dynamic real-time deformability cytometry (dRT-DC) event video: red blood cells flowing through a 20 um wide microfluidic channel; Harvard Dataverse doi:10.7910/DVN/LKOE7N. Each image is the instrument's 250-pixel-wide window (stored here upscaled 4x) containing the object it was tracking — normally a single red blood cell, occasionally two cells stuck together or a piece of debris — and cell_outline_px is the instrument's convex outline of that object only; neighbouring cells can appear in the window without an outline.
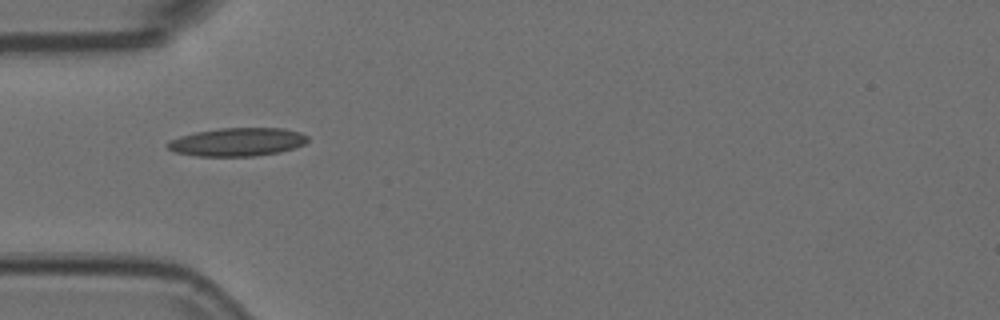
{"species": "Egyptian fruit bat (a non-hibernating species)", "species_latin": "Rousettus aegyptiacus", "temperature_condition": "room temperature", "stored_images_in_passage": 38, "camera_frame_rate_fps": 3000, "um_per_image_px": 0.085, "animal": {"sex": "female"}, "frame": {"image": 1, "passage_image": 1, "time_ms": 0.0, "image_size_px": [1000, 320], "cell_outline_px": [[308, 140], [304, 144], [280, 152], [256, 156], [196, 156], [176, 152], [168, 148], [164, 144], [168, 140], [180, 136], [196, 132], [220, 128], [284, 128], [300, 132], [308, 136]], "centroid_in_image_um": [20.16, 12.06], "position_along_channel_um": 64.8, "area_um2": 23.18}}
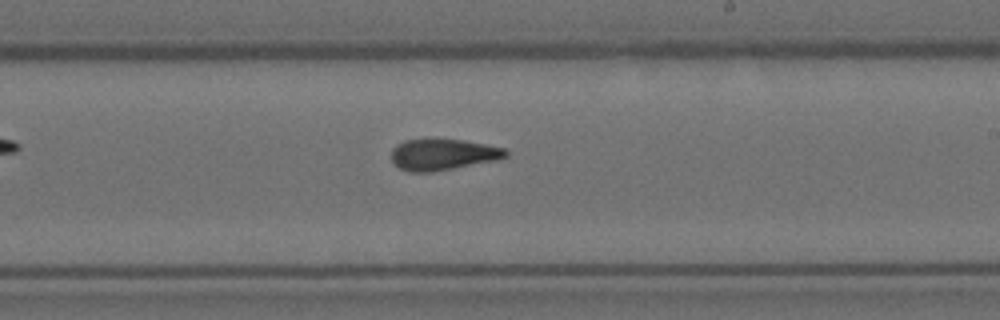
{"frame": {"image": 2, "passage_image": 16, "time_ms": 5.0, "image_size_px": [1000, 320], "cell_outline_px": [[508, 156], [496, 160], [432, 172], [408, 172], [400, 168], [392, 160], [392, 148], [396, 144], [404, 140], [464, 140], [504, 148], [508, 152]], "centroid_in_image_um": [37.63, 13.14], "position_along_channel_um": 251.4, "area_um2": 20.52}}
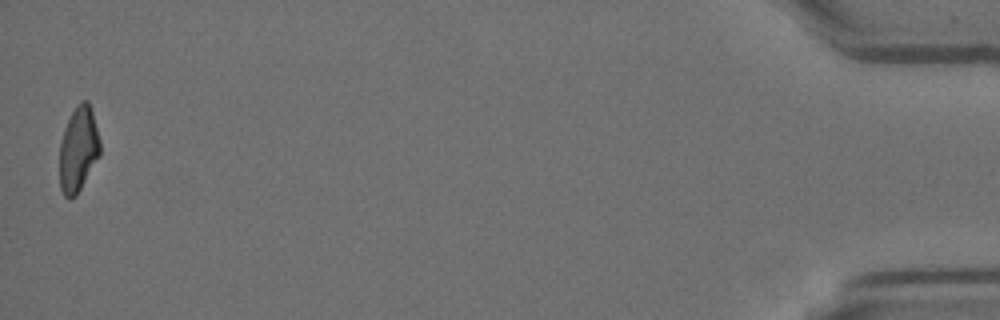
{"frame": {"image": 3, "passage_image": 38, "time_ms": 12.333, "image_size_px": [1000, 320], "cell_outline_px": [[100, 156], [76, 196], [72, 200], [68, 200], [64, 196], [60, 188], [60, 144], [64, 128], [76, 104], [80, 100], [88, 100], [92, 112], [100, 140]], "centroid_in_image_um": [6.66, 12.71], "position_along_channel_um": 428.5, "area_um2": 20.23}, "authors_computed_cell_mechanics": {"area_um2": 20.9236, "velocity_mm_per_s": 3.7303, "shape_relaxation_time_tau1_ms": 9.3579, "shape_relaxation_time_tau2_ms": 1.8334, "deformation_change_tau1": 0.2514, "deformation_change_tau2": 0.1055}}